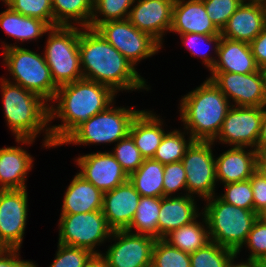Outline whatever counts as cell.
<instances>
[{"mask_svg": "<svg viewBox=\"0 0 266 267\" xmlns=\"http://www.w3.org/2000/svg\"><path fill=\"white\" fill-rule=\"evenodd\" d=\"M183 130L184 132L177 129L170 132L167 131L162 138L153 159L159 161L163 165L182 161L188 147L194 141L190 135H188L189 137L186 140V130Z\"/></svg>", "mask_w": 266, "mask_h": 267, "instance_id": "cell-32", "label": "cell"}, {"mask_svg": "<svg viewBox=\"0 0 266 267\" xmlns=\"http://www.w3.org/2000/svg\"><path fill=\"white\" fill-rule=\"evenodd\" d=\"M161 119L153 111L141 110L131 123L129 135L144 159L154 157L166 133Z\"/></svg>", "mask_w": 266, "mask_h": 267, "instance_id": "cell-25", "label": "cell"}, {"mask_svg": "<svg viewBox=\"0 0 266 267\" xmlns=\"http://www.w3.org/2000/svg\"><path fill=\"white\" fill-rule=\"evenodd\" d=\"M266 25V3L243 1L228 19L221 36L251 43Z\"/></svg>", "mask_w": 266, "mask_h": 267, "instance_id": "cell-19", "label": "cell"}, {"mask_svg": "<svg viewBox=\"0 0 266 267\" xmlns=\"http://www.w3.org/2000/svg\"><path fill=\"white\" fill-rule=\"evenodd\" d=\"M164 165L153 158L144 159L128 180L143 197H163Z\"/></svg>", "mask_w": 266, "mask_h": 267, "instance_id": "cell-28", "label": "cell"}, {"mask_svg": "<svg viewBox=\"0 0 266 267\" xmlns=\"http://www.w3.org/2000/svg\"><path fill=\"white\" fill-rule=\"evenodd\" d=\"M163 197L174 196L182 190L187 192L186 172L182 161L164 165Z\"/></svg>", "mask_w": 266, "mask_h": 267, "instance_id": "cell-43", "label": "cell"}, {"mask_svg": "<svg viewBox=\"0 0 266 267\" xmlns=\"http://www.w3.org/2000/svg\"><path fill=\"white\" fill-rule=\"evenodd\" d=\"M208 78L234 106L262 107L266 103V74L263 69L250 74L210 72Z\"/></svg>", "mask_w": 266, "mask_h": 267, "instance_id": "cell-12", "label": "cell"}, {"mask_svg": "<svg viewBox=\"0 0 266 267\" xmlns=\"http://www.w3.org/2000/svg\"><path fill=\"white\" fill-rule=\"evenodd\" d=\"M252 54L260 69H266V25L261 33L250 43Z\"/></svg>", "mask_w": 266, "mask_h": 267, "instance_id": "cell-46", "label": "cell"}, {"mask_svg": "<svg viewBox=\"0 0 266 267\" xmlns=\"http://www.w3.org/2000/svg\"><path fill=\"white\" fill-rule=\"evenodd\" d=\"M75 26H56L48 31L43 55L58 87L83 78L79 52L81 27Z\"/></svg>", "mask_w": 266, "mask_h": 267, "instance_id": "cell-7", "label": "cell"}, {"mask_svg": "<svg viewBox=\"0 0 266 267\" xmlns=\"http://www.w3.org/2000/svg\"><path fill=\"white\" fill-rule=\"evenodd\" d=\"M81 29L79 52L84 79L107 85L116 93L120 90L150 89L146 80L136 71L137 68L96 29Z\"/></svg>", "mask_w": 266, "mask_h": 267, "instance_id": "cell-1", "label": "cell"}, {"mask_svg": "<svg viewBox=\"0 0 266 267\" xmlns=\"http://www.w3.org/2000/svg\"><path fill=\"white\" fill-rule=\"evenodd\" d=\"M256 172L266 180V166H256Z\"/></svg>", "mask_w": 266, "mask_h": 267, "instance_id": "cell-51", "label": "cell"}, {"mask_svg": "<svg viewBox=\"0 0 266 267\" xmlns=\"http://www.w3.org/2000/svg\"><path fill=\"white\" fill-rule=\"evenodd\" d=\"M216 179L228 184L248 180L256 172V150L248 147H231L217 158Z\"/></svg>", "mask_w": 266, "mask_h": 267, "instance_id": "cell-22", "label": "cell"}, {"mask_svg": "<svg viewBox=\"0 0 266 267\" xmlns=\"http://www.w3.org/2000/svg\"><path fill=\"white\" fill-rule=\"evenodd\" d=\"M261 121L262 107L234 106L233 104L224 119L220 132L212 142H222L230 147L256 149Z\"/></svg>", "mask_w": 266, "mask_h": 267, "instance_id": "cell-13", "label": "cell"}, {"mask_svg": "<svg viewBox=\"0 0 266 267\" xmlns=\"http://www.w3.org/2000/svg\"><path fill=\"white\" fill-rule=\"evenodd\" d=\"M75 162L81 170L78 174L103 193L128 181L129 176L109 151L79 155Z\"/></svg>", "mask_w": 266, "mask_h": 267, "instance_id": "cell-16", "label": "cell"}, {"mask_svg": "<svg viewBox=\"0 0 266 267\" xmlns=\"http://www.w3.org/2000/svg\"><path fill=\"white\" fill-rule=\"evenodd\" d=\"M2 102L5 120L19 144L31 145L45 131L43 146L52 147L49 131V104L37 94L1 77ZM48 125V126H47Z\"/></svg>", "mask_w": 266, "mask_h": 267, "instance_id": "cell-3", "label": "cell"}, {"mask_svg": "<svg viewBox=\"0 0 266 267\" xmlns=\"http://www.w3.org/2000/svg\"><path fill=\"white\" fill-rule=\"evenodd\" d=\"M266 146V103L262 106V121L257 147Z\"/></svg>", "mask_w": 266, "mask_h": 267, "instance_id": "cell-47", "label": "cell"}, {"mask_svg": "<svg viewBox=\"0 0 266 267\" xmlns=\"http://www.w3.org/2000/svg\"><path fill=\"white\" fill-rule=\"evenodd\" d=\"M117 93L107 85L88 79L59 86L49 106V122L60 118L61 124L50 126L52 148L61 143L83 122L115 103ZM56 108H55V107Z\"/></svg>", "mask_w": 266, "mask_h": 267, "instance_id": "cell-2", "label": "cell"}, {"mask_svg": "<svg viewBox=\"0 0 266 267\" xmlns=\"http://www.w3.org/2000/svg\"><path fill=\"white\" fill-rule=\"evenodd\" d=\"M206 13L221 32L243 0H203Z\"/></svg>", "mask_w": 266, "mask_h": 267, "instance_id": "cell-40", "label": "cell"}, {"mask_svg": "<svg viewBox=\"0 0 266 267\" xmlns=\"http://www.w3.org/2000/svg\"><path fill=\"white\" fill-rule=\"evenodd\" d=\"M85 267H108V265L101 254H93L86 262Z\"/></svg>", "mask_w": 266, "mask_h": 267, "instance_id": "cell-48", "label": "cell"}, {"mask_svg": "<svg viewBox=\"0 0 266 267\" xmlns=\"http://www.w3.org/2000/svg\"><path fill=\"white\" fill-rule=\"evenodd\" d=\"M113 105L79 125L61 145L111 144L126 137L133 119L141 110Z\"/></svg>", "mask_w": 266, "mask_h": 267, "instance_id": "cell-8", "label": "cell"}, {"mask_svg": "<svg viewBox=\"0 0 266 267\" xmlns=\"http://www.w3.org/2000/svg\"><path fill=\"white\" fill-rule=\"evenodd\" d=\"M4 4L21 15L45 21L53 27L52 0H5Z\"/></svg>", "mask_w": 266, "mask_h": 267, "instance_id": "cell-37", "label": "cell"}, {"mask_svg": "<svg viewBox=\"0 0 266 267\" xmlns=\"http://www.w3.org/2000/svg\"><path fill=\"white\" fill-rule=\"evenodd\" d=\"M235 261H233V263L230 265V267H262L261 266V263H259V262H247L246 260H245V262L244 261H242V262H238L237 264H236V262L234 263Z\"/></svg>", "mask_w": 266, "mask_h": 267, "instance_id": "cell-50", "label": "cell"}, {"mask_svg": "<svg viewBox=\"0 0 266 267\" xmlns=\"http://www.w3.org/2000/svg\"><path fill=\"white\" fill-rule=\"evenodd\" d=\"M243 1H249V2H263V3H266V0H243Z\"/></svg>", "mask_w": 266, "mask_h": 267, "instance_id": "cell-53", "label": "cell"}, {"mask_svg": "<svg viewBox=\"0 0 266 267\" xmlns=\"http://www.w3.org/2000/svg\"><path fill=\"white\" fill-rule=\"evenodd\" d=\"M110 239L115 243L108 246L106 253H101L108 267H148L152 262L155 238L116 230Z\"/></svg>", "mask_w": 266, "mask_h": 267, "instance_id": "cell-15", "label": "cell"}, {"mask_svg": "<svg viewBox=\"0 0 266 267\" xmlns=\"http://www.w3.org/2000/svg\"><path fill=\"white\" fill-rule=\"evenodd\" d=\"M53 27H89L93 15V0H52ZM73 20V22H72Z\"/></svg>", "mask_w": 266, "mask_h": 267, "instance_id": "cell-29", "label": "cell"}, {"mask_svg": "<svg viewBox=\"0 0 266 267\" xmlns=\"http://www.w3.org/2000/svg\"><path fill=\"white\" fill-rule=\"evenodd\" d=\"M195 197L184 193L161 197L160 214L158 218V239H163L172 230L195 221L201 212H198Z\"/></svg>", "mask_w": 266, "mask_h": 267, "instance_id": "cell-21", "label": "cell"}, {"mask_svg": "<svg viewBox=\"0 0 266 267\" xmlns=\"http://www.w3.org/2000/svg\"><path fill=\"white\" fill-rule=\"evenodd\" d=\"M202 216V222L196 219L190 224L172 230L163 239L171 246L189 254L203 248L210 242V238L207 220L203 213Z\"/></svg>", "mask_w": 266, "mask_h": 267, "instance_id": "cell-30", "label": "cell"}, {"mask_svg": "<svg viewBox=\"0 0 266 267\" xmlns=\"http://www.w3.org/2000/svg\"><path fill=\"white\" fill-rule=\"evenodd\" d=\"M96 30L134 67L162 47L151 35L138 30L128 19L101 23Z\"/></svg>", "mask_w": 266, "mask_h": 267, "instance_id": "cell-10", "label": "cell"}, {"mask_svg": "<svg viewBox=\"0 0 266 267\" xmlns=\"http://www.w3.org/2000/svg\"><path fill=\"white\" fill-rule=\"evenodd\" d=\"M33 161L23 147L0 148V190L26 189V177L33 168Z\"/></svg>", "mask_w": 266, "mask_h": 267, "instance_id": "cell-24", "label": "cell"}, {"mask_svg": "<svg viewBox=\"0 0 266 267\" xmlns=\"http://www.w3.org/2000/svg\"><path fill=\"white\" fill-rule=\"evenodd\" d=\"M160 207V197L141 196L134 218L126 230L131 233L148 235L158 239V218ZM134 229L135 232L132 231Z\"/></svg>", "mask_w": 266, "mask_h": 267, "instance_id": "cell-31", "label": "cell"}, {"mask_svg": "<svg viewBox=\"0 0 266 267\" xmlns=\"http://www.w3.org/2000/svg\"><path fill=\"white\" fill-rule=\"evenodd\" d=\"M140 197L129 180L113 190L104 192L102 212L113 231L126 230L130 226Z\"/></svg>", "mask_w": 266, "mask_h": 267, "instance_id": "cell-18", "label": "cell"}, {"mask_svg": "<svg viewBox=\"0 0 266 267\" xmlns=\"http://www.w3.org/2000/svg\"><path fill=\"white\" fill-rule=\"evenodd\" d=\"M135 3L128 20L163 45V36L171 29L175 0H135Z\"/></svg>", "mask_w": 266, "mask_h": 267, "instance_id": "cell-17", "label": "cell"}, {"mask_svg": "<svg viewBox=\"0 0 266 267\" xmlns=\"http://www.w3.org/2000/svg\"><path fill=\"white\" fill-rule=\"evenodd\" d=\"M148 267H157L155 266L152 262L150 263V265Z\"/></svg>", "mask_w": 266, "mask_h": 267, "instance_id": "cell-55", "label": "cell"}, {"mask_svg": "<svg viewBox=\"0 0 266 267\" xmlns=\"http://www.w3.org/2000/svg\"><path fill=\"white\" fill-rule=\"evenodd\" d=\"M170 32L220 34L206 13L203 0H175Z\"/></svg>", "mask_w": 266, "mask_h": 267, "instance_id": "cell-20", "label": "cell"}, {"mask_svg": "<svg viewBox=\"0 0 266 267\" xmlns=\"http://www.w3.org/2000/svg\"><path fill=\"white\" fill-rule=\"evenodd\" d=\"M256 166H266V146L256 147Z\"/></svg>", "mask_w": 266, "mask_h": 267, "instance_id": "cell-49", "label": "cell"}, {"mask_svg": "<svg viewBox=\"0 0 266 267\" xmlns=\"http://www.w3.org/2000/svg\"><path fill=\"white\" fill-rule=\"evenodd\" d=\"M216 57L211 72L250 74L260 69L247 42L221 37Z\"/></svg>", "mask_w": 266, "mask_h": 267, "instance_id": "cell-23", "label": "cell"}, {"mask_svg": "<svg viewBox=\"0 0 266 267\" xmlns=\"http://www.w3.org/2000/svg\"><path fill=\"white\" fill-rule=\"evenodd\" d=\"M133 4L135 0H93L90 28L96 29L101 23L107 21L128 19Z\"/></svg>", "mask_w": 266, "mask_h": 267, "instance_id": "cell-34", "label": "cell"}, {"mask_svg": "<svg viewBox=\"0 0 266 267\" xmlns=\"http://www.w3.org/2000/svg\"><path fill=\"white\" fill-rule=\"evenodd\" d=\"M212 145H215L212 141L194 140L182 158L186 172L187 195H198L203 200L216 195V162Z\"/></svg>", "mask_w": 266, "mask_h": 267, "instance_id": "cell-11", "label": "cell"}, {"mask_svg": "<svg viewBox=\"0 0 266 267\" xmlns=\"http://www.w3.org/2000/svg\"><path fill=\"white\" fill-rule=\"evenodd\" d=\"M103 194L77 173L64 194L61 214H83L102 210Z\"/></svg>", "mask_w": 266, "mask_h": 267, "instance_id": "cell-26", "label": "cell"}, {"mask_svg": "<svg viewBox=\"0 0 266 267\" xmlns=\"http://www.w3.org/2000/svg\"><path fill=\"white\" fill-rule=\"evenodd\" d=\"M6 7L7 9L0 13V27L15 41L36 40L51 29L45 21L21 15L8 5Z\"/></svg>", "mask_w": 266, "mask_h": 267, "instance_id": "cell-27", "label": "cell"}, {"mask_svg": "<svg viewBox=\"0 0 266 267\" xmlns=\"http://www.w3.org/2000/svg\"><path fill=\"white\" fill-rule=\"evenodd\" d=\"M244 245L250 251L247 262L261 263L266 258V222L259 218L254 222Z\"/></svg>", "mask_w": 266, "mask_h": 267, "instance_id": "cell-42", "label": "cell"}, {"mask_svg": "<svg viewBox=\"0 0 266 267\" xmlns=\"http://www.w3.org/2000/svg\"><path fill=\"white\" fill-rule=\"evenodd\" d=\"M262 267H266V258L261 262Z\"/></svg>", "mask_w": 266, "mask_h": 267, "instance_id": "cell-54", "label": "cell"}, {"mask_svg": "<svg viewBox=\"0 0 266 267\" xmlns=\"http://www.w3.org/2000/svg\"><path fill=\"white\" fill-rule=\"evenodd\" d=\"M15 44L4 43L2 46L4 65L13 77L12 83L37 94L46 102H52L58 86L53 81L44 55Z\"/></svg>", "mask_w": 266, "mask_h": 267, "instance_id": "cell-6", "label": "cell"}, {"mask_svg": "<svg viewBox=\"0 0 266 267\" xmlns=\"http://www.w3.org/2000/svg\"><path fill=\"white\" fill-rule=\"evenodd\" d=\"M54 261L49 267H85L93 253L85 248L58 243Z\"/></svg>", "mask_w": 266, "mask_h": 267, "instance_id": "cell-41", "label": "cell"}, {"mask_svg": "<svg viewBox=\"0 0 266 267\" xmlns=\"http://www.w3.org/2000/svg\"><path fill=\"white\" fill-rule=\"evenodd\" d=\"M180 120L194 140L213 141L232 107L225 94L206 80L180 100ZM189 131V132H188Z\"/></svg>", "mask_w": 266, "mask_h": 267, "instance_id": "cell-4", "label": "cell"}, {"mask_svg": "<svg viewBox=\"0 0 266 267\" xmlns=\"http://www.w3.org/2000/svg\"><path fill=\"white\" fill-rule=\"evenodd\" d=\"M111 151L112 152L110 153L120 163L128 176L135 172L144 160L140 150L135 146V143L129 134L119 140L117 144H115L114 150L112 149Z\"/></svg>", "mask_w": 266, "mask_h": 267, "instance_id": "cell-38", "label": "cell"}, {"mask_svg": "<svg viewBox=\"0 0 266 267\" xmlns=\"http://www.w3.org/2000/svg\"><path fill=\"white\" fill-rule=\"evenodd\" d=\"M258 218L266 222V206L258 213Z\"/></svg>", "mask_w": 266, "mask_h": 267, "instance_id": "cell-52", "label": "cell"}, {"mask_svg": "<svg viewBox=\"0 0 266 267\" xmlns=\"http://www.w3.org/2000/svg\"><path fill=\"white\" fill-rule=\"evenodd\" d=\"M237 253L210 241L203 248L190 253L191 267H230Z\"/></svg>", "mask_w": 266, "mask_h": 267, "instance_id": "cell-33", "label": "cell"}, {"mask_svg": "<svg viewBox=\"0 0 266 267\" xmlns=\"http://www.w3.org/2000/svg\"><path fill=\"white\" fill-rule=\"evenodd\" d=\"M253 210L258 214L266 206V180L255 172L251 178Z\"/></svg>", "mask_w": 266, "mask_h": 267, "instance_id": "cell-44", "label": "cell"}, {"mask_svg": "<svg viewBox=\"0 0 266 267\" xmlns=\"http://www.w3.org/2000/svg\"><path fill=\"white\" fill-rule=\"evenodd\" d=\"M19 248H0V267H36L33 261L21 260Z\"/></svg>", "mask_w": 266, "mask_h": 267, "instance_id": "cell-45", "label": "cell"}, {"mask_svg": "<svg viewBox=\"0 0 266 267\" xmlns=\"http://www.w3.org/2000/svg\"><path fill=\"white\" fill-rule=\"evenodd\" d=\"M26 189L0 190V248H21L27 224Z\"/></svg>", "mask_w": 266, "mask_h": 267, "instance_id": "cell-14", "label": "cell"}, {"mask_svg": "<svg viewBox=\"0 0 266 267\" xmlns=\"http://www.w3.org/2000/svg\"><path fill=\"white\" fill-rule=\"evenodd\" d=\"M204 201L206 205L201 212L208 223L210 241L240 254L258 214L228 204L217 195Z\"/></svg>", "mask_w": 266, "mask_h": 267, "instance_id": "cell-5", "label": "cell"}, {"mask_svg": "<svg viewBox=\"0 0 266 267\" xmlns=\"http://www.w3.org/2000/svg\"><path fill=\"white\" fill-rule=\"evenodd\" d=\"M152 263L157 267H191L190 254L171 246L164 239H156Z\"/></svg>", "mask_w": 266, "mask_h": 267, "instance_id": "cell-35", "label": "cell"}, {"mask_svg": "<svg viewBox=\"0 0 266 267\" xmlns=\"http://www.w3.org/2000/svg\"><path fill=\"white\" fill-rule=\"evenodd\" d=\"M225 193L218 197L236 207L253 210V191L250 179L224 185Z\"/></svg>", "mask_w": 266, "mask_h": 267, "instance_id": "cell-39", "label": "cell"}, {"mask_svg": "<svg viewBox=\"0 0 266 267\" xmlns=\"http://www.w3.org/2000/svg\"><path fill=\"white\" fill-rule=\"evenodd\" d=\"M182 44L188 48L192 56H198L202 59L203 64L210 71L216 62V57H212L207 53V49L204 52L201 47L205 44L210 46L213 43L215 55H217L218 46L221 40V33L217 35H204L198 33L179 34ZM204 43V44H203ZM203 44V45H202ZM202 45V46H201Z\"/></svg>", "mask_w": 266, "mask_h": 267, "instance_id": "cell-36", "label": "cell"}, {"mask_svg": "<svg viewBox=\"0 0 266 267\" xmlns=\"http://www.w3.org/2000/svg\"><path fill=\"white\" fill-rule=\"evenodd\" d=\"M58 243L101 254L96 246L110 239L113 230L102 210L83 214H60Z\"/></svg>", "mask_w": 266, "mask_h": 267, "instance_id": "cell-9", "label": "cell"}]
</instances>
